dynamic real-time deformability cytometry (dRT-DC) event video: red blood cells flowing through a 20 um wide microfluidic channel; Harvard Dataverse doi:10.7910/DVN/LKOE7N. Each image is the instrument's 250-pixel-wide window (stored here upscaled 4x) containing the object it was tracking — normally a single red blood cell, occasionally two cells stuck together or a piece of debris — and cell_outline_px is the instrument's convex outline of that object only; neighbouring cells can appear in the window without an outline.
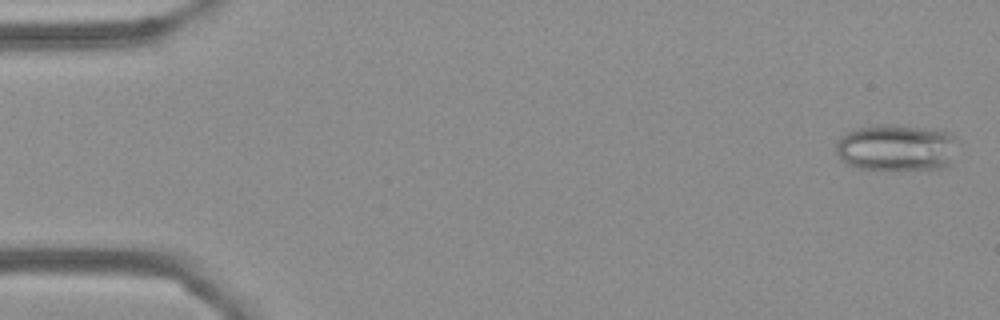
{"species": "Egyptian fruit bat (a non-hibernating species)", "species_latin": "Rousettus aegyptiacus", "temperature_condition": "cold", "stored_images_in_passage": 45, "camera_frame_rate_fps": 3000, "um_per_image_px": 0.085, "frame": {"image": 1, "passage_image": 2, "time_ms": 0.333, "image_size_px": [1000, 320], "cell_outline_px": [[952, 136], [948, 164], [940, 168], [860, 168], [848, 164], [840, 160], [836, 152], [836, 140], [848, 132], [856, 128], [872, 124], [904, 124], [952, 132]], "centroid_in_image_um": [76.06, 12.49], "position_along_channel_um": 8.9, "area_um2": 32.37}}
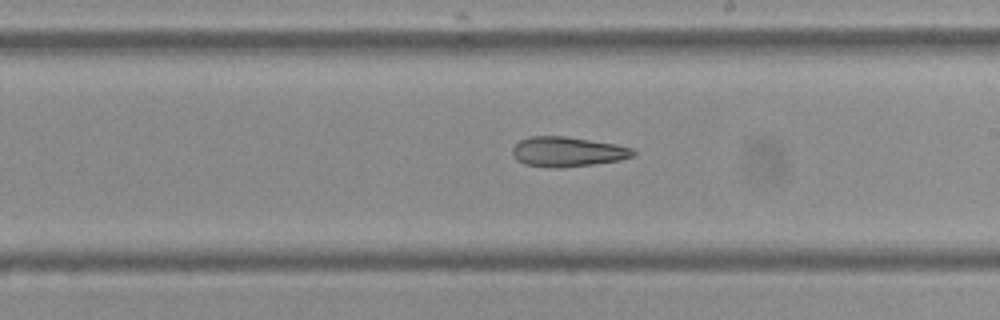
{"frame": {"image": 2, "passage_image": 32, "time_ms": 10.333, "image_size_px": [1000, 320], "cell_outline_px": [[636, 156], [620, 160], [592, 164], [560, 168], [556, 168], [524, 164], [516, 160], [512, 156], [512, 148], [520, 140], [528, 136], [564, 136], [616, 144], [636, 148]], "centroid_in_image_um": [48.26, 12.89], "position_along_channel_um": 240.7, "area_um2": 21.21}}
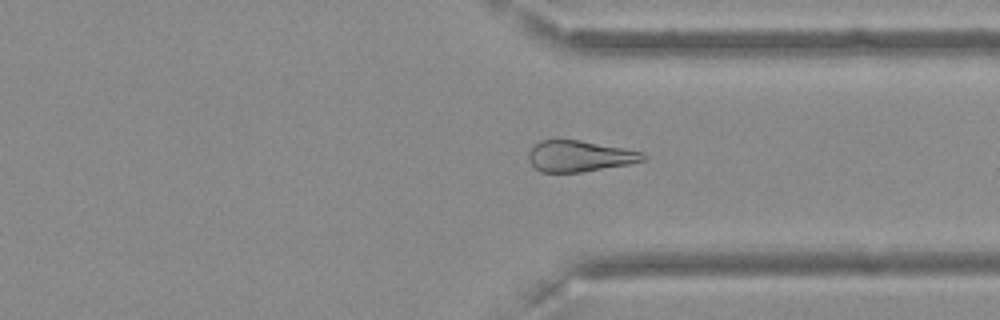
{"frame": {"image": 3, "passage_image": 42, "time_ms": 13.667, "image_size_px": [1000, 320], "cell_outline_px": [[648, 156], [644, 160], [628, 164], [580, 172], [540, 172], [528, 160], [528, 152], [540, 140], [556, 136], [580, 140], [624, 148], [640, 152]], "centroid_in_image_um": [49.19, 13.23], "position_along_channel_um": 362.2, "area_um2": 21.1}, "authors_computed_cell_mechanics": {"area_um2": 22.0218, "velocity_mm_per_s": 3.6439, "shape_relaxation_time_tau1_ms": null, "shape_relaxation_time_tau2_ms": 9.0884, "deformation_change_tau1": null, "deformation_change_tau2": 0.2061}}